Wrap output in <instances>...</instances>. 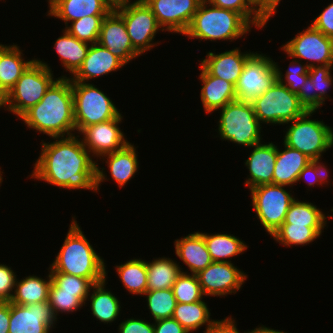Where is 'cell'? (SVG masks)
<instances>
[{"mask_svg":"<svg viewBox=\"0 0 333 333\" xmlns=\"http://www.w3.org/2000/svg\"><path fill=\"white\" fill-rule=\"evenodd\" d=\"M53 142L41 140V152L34 163L30 178L45 181L60 189L91 190L95 193L107 179L104 167L84 147L80 135L52 137Z\"/></svg>","mask_w":333,"mask_h":333,"instance_id":"6da1fadb","label":"cell"},{"mask_svg":"<svg viewBox=\"0 0 333 333\" xmlns=\"http://www.w3.org/2000/svg\"><path fill=\"white\" fill-rule=\"evenodd\" d=\"M18 119L24 121L29 129L39 131L50 138L77 134L70 77H58L40 102Z\"/></svg>","mask_w":333,"mask_h":333,"instance_id":"7a4b0ae2","label":"cell"},{"mask_svg":"<svg viewBox=\"0 0 333 333\" xmlns=\"http://www.w3.org/2000/svg\"><path fill=\"white\" fill-rule=\"evenodd\" d=\"M61 249L48 270L62 272L88 279L92 284L107 278L106 263L86 238L75 216Z\"/></svg>","mask_w":333,"mask_h":333,"instance_id":"3957f363","label":"cell"},{"mask_svg":"<svg viewBox=\"0 0 333 333\" xmlns=\"http://www.w3.org/2000/svg\"><path fill=\"white\" fill-rule=\"evenodd\" d=\"M252 27L240 13L216 7L202 0L183 35L199 41L233 42L251 32Z\"/></svg>","mask_w":333,"mask_h":333,"instance_id":"277c9868","label":"cell"},{"mask_svg":"<svg viewBox=\"0 0 333 333\" xmlns=\"http://www.w3.org/2000/svg\"><path fill=\"white\" fill-rule=\"evenodd\" d=\"M218 137L248 147L261 143L262 125L257 119L251 102L236 99L218 109Z\"/></svg>","mask_w":333,"mask_h":333,"instance_id":"5b68a950","label":"cell"},{"mask_svg":"<svg viewBox=\"0 0 333 333\" xmlns=\"http://www.w3.org/2000/svg\"><path fill=\"white\" fill-rule=\"evenodd\" d=\"M316 111H306L286 126L283 143L297 149L312 161L322 160V153L333 147V128L323 120L311 119Z\"/></svg>","mask_w":333,"mask_h":333,"instance_id":"8992f818","label":"cell"},{"mask_svg":"<svg viewBox=\"0 0 333 333\" xmlns=\"http://www.w3.org/2000/svg\"><path fill=\"white\" fill-rule=\"evenodd\" d=\"M42 60L36 59L17 80L6 95V110L21 117L32 106L40 102L47 89L57 79L53 71Z\"/></svg>","mask_w":333,"mask_h":333,"instance_id":"52a82bcc","label":"cell"},{"mask_svg":"<svg viewBox=\"0 0 333 333\" xmlns=\"http://www.w3.org/2000/svg\"><path fill=\"white\" fill-rule=\"evenodd\" d=\"M77 133L85 127L120 117V109L93 83L71 81Z\"/></svg>","mask_w":333,"mask_h":333,"instance_id":"ba28073f","label":"cell"},{"mask_svg":"<svg viewBox=\"0 0 333 333\" xmlns=\"http://www.w3.org/2000/svg\"><path fill=\"white\" fill-rule=\"evenodd\" d=\"M261 125H284L302 116L306 110L298 95L276 80L262 95L251 101Z\"/></svg>","mask_w":333,"mask_h":333,"instance_id":"9c48e42d","label":"cell"},{"mask_svg":"<svg viewBox=\"0 0 333 333\" xmlns=\"http://www.w3.org/2000/svg\"><path fill=\"white\" fill-rule=\"evenodd\" d=\"M286 185L265 184L250 190L253 211L264 230L272 236L284 223L285 216L295 197L285 189Z\"/></svg>","mask_w":333,"mask_h":333,"instance_id":"30bf717a","label":"cell"},{"mask_svg":"<svg viewBox=\"0 0 333 333\" xmlns=\"http://www.w3.org/2000/svg\"><path fill=\"white\" fill-rule=\"evenodd\" d=\"M124 20L133 48L140 54L159 45L154 42L158 31H164L143 0H134L115 10Z\"/></svg>","mask_w":333,"mask_h":333,"instance_id":"8fae6325","label":"cell"},{"mask_svg":"<svg viewBox=\"0 0 333 333\" xmlns=\"http://www.w3.org/2000/svg\"><path fill=\"white\" fill-rule=\"evenodd\" d=\"M287 57L306 60L308 68L333 65V38L311 24L280 48Z\"/></svg>","mask_w":333,"mask_h":333,"instance_id":"7c38bea8","label":"cell"},{"mask_svg":"<svg viewBox=\"0 0 333 333\" xmlns=\"http://www.w3.org/2000/svg\"><path fill=\"white\" fill-rule=\"evenodd\" d=\"M277 80L275 61L255 52L246 62L235 85L236 97L247 102L262 95Z\"/></svg>","mask_w":333,"mask_h":333,"instance_id":"4fadbf2b","label":"cell"},{"mask_svg":"<svg viewBox=\"0 0 333 333\" xmlns=\"http://www.w3.org/2000/svg\"><path fill=\"white\" fill-rule=\"evenodd\" d=\"M204 296L237 294L248 275L232 262H212L196 274Z\"/></svg>","mask_w":333,"mask_h":333,"instance_id":"5bb4252c","label":"cell"},{"mask_svg":"<svg viewBox=\"0 0 333 333\" xmlns=\"http://www.w3.org/2000/svg\"><path fill=\"white\" fill-rule=\"evenodd\" d=\"M57 318L49 302L30 305L10 302L8 333H50L55 328Z\"/></svg>","mask_w":333,"mask_h":333,"instance_id":"9a60e30c","label":"cell"},{"mask_svg":"<svg viewBox=\"0 0 333 333\" xmlns=\"http://www.w3.org/2000/svg\"><path fill=\"white\" fill-rule=\"evenodd\" d=\"M123 116L98 124L85 127L79 135L82 137L84 147L91 153L93 158L98 159L111 154L126 146L129 141L125 138L119 124Z\"/></svg>","mask_w":333,"mask_h":333,"instance_id":"2e32d148","label":"cell"},{"mask_svg":"<svg viewBox=\"0 0 333 333\" xmlns=\"http://www.w3.org/2000/svg\"><path fill=\"white\" fill-rule=\"evenodd\" d=\"M164 32L182 34L187 30L202 0H143Z\"/></svg>","mask_w":333,"mask_h":333,"instance_id":"e0dca14e","label":"cell"},{"mask_svg":"<svg viewBox=\"0 0 333 333\" xmlns=\"http://www.w3.org/2000/svg\"><path fill=\"white\" fill-rule=\"evenodd\" d=\"M98 43L125 65L140 56L133 48L123 18L115 10H111L103 19Z\"/></svg>","mask_w":333,"mask_h":333,"instance_id":"ac0fdd59","label":"cell"},{"mask_svg":"<svg viewBox=\"0 0 333 333\" xmlns=\"http://www.w3.org/2000/svg\"><path fill=\"white\" fill-rule=\"evenodd\" d=\"M255 52H241L236 47L222 53L208 52L200 65L212 76H216L231 82L234 86L244 69L247 60Z\"/></svg>","mask_w":333,"mask_h":333,"instance_id":"d6986e66","label":"cell"},{"mask_svg":"<svg viewBox=\"0 0 333 333\" xmlns=\"http://www.w3.org/2000/svg\"><path fill=\"white\" fill-rule=\"evenodd\" d=\"M333 65L318 66L308 69V78L297 93L300 104L306 111H317L328 99L333 85Z\"/></svg>","mask_w":333,"mask_h":333,"instance_id":"ffe728a7","label":"cell"},{"mask_svg":"<svg viewBox=\"0 0 333 333\" xmlns=\"http://www.w3.org/2000/svg\"><path fill=\"white\" fill-rule=\"evenodd\" d=\"M253 150L245 160L249 175L245 186L249 189L265 184H272L273 171L277 158V145L274 142L253 145Z\"/></svg>","mask_w":333,"mask_h":333,"instance_id":"44dd1931","label":"cell"},{"mask_svg":"<svg viewBox=\"0 0 333 333\" xmlns=\"http://www.w3.org/2000/svg\"><path fill=\"white\" fill-rule=\"evenodd\" d=\"M124 66L125 64L118 57L97 42L90 45L82 66L70 79L89 83L90 79L95 80L100 76L117 72Z\"/></svg>","mask_w":333,"mask_h":333,"instance_id":"7402d4cb","label":"cell"},{"mask_svg":"<svg viewBox=\"0 0 333 333\" xmlns=\"http://www.w3.org/2000/svg\"><path fill=\"white\" fill-rule=\"evenodd\" d=\"M199 80L202 82L200 98L205 113L210 114L237 99L235 86L225 79L210 75L201 65Z\"/></svg>","mask_w":333,"mask_h":333,"instance_id":"603a6c76","label":"cell"},{"mask_svg":"<svg viewBox=\"0 0 333 333\" xmlns=\"http://www.w3.org/2000/svg\"><path fill=\"white\" fill-rule=\"evenodd\" d=\"M47 15L65 23L79 20L85 16L107 15L111 8L103 0H47Z\"/></svg>","mask_w":333,"mask_h":333,"instance_id":"cb8c5ba5","label":"cell"},{"mask_svg":"<svg viewBox=\"0 0 333 333\" xmlns=\"http://www.w3.org/2000/svg\"><path fill=\"white\" fill-rule=\"evenodd\" d=\"M175 255L197 274L209 266L213 260L207 250L203 235L197 231L174 241Z\"/></svg>","mask_w":333,"mask_h":333,"instance_id":"d4e9b609","label":"cell"},{"mask_svg":"<svg viewBox=\"0 0 333 333\" xmlns=\"http://www.w3.org/2000/svg\"><path fill=\"white\" fill-rule=\"evenodd\" d=\"M282 144L284 145L283 151L277 146V158L273 171L272 184L293 187L297 183L299 173L312 160L297 149L291 148L284 143Z\"/></svg>","mask_w":333,"mask_h":333,"instance_id":"484cf974","label":"cell"},{"mask_svg":"<svg viewBox=\"0 0 333 333\" xmlns=\"http://www.w3.org/2000/svg\"><path fill=\"white\" fill-rule=\"evenodd\" d=\"M23 50L19 46L0 44V89L7 93L15 86L17 80L36 60L23 58Z\"/></svg>","mask_w":333,"mask_h":333,"instance_id":"4316f807","label":"cell"},{"mask_svg":"<svg viewBox=\"0 0 333 333\" xmlns=\"http://www.w3.org/2000/svg\"><path fill=\"white\" fill-rule=\"evenodd\" d=\"M136 148L138 147H135L134 144L129 142L120 150L100 158L105 161L110 170L111 179L115 181L120 188H123L124 185L128 184L131 178L135 177V173L140 167Z\"/></svg>","mask_w":333,"mask_h":333,"instance_id":"83f0119b","label":"cell"},{"mask_svg":"<svg viewBox=\"0 0 333 333\" xmlns=\"http://www.w3.org/2000/svg\"><path fill=\"white\" fill-rule=\"evenodd\" d=\"M106 281L105 278L103 281L92 285L86 302L87 300L90 301L91 314L97 321L110 324L118 319L121 312V303L112 291L106 289Z\"/></svg>","mask_w":333,"mask_h":333,"instance_id":"f1b7e54d","label":"cell"},{"mask_svg":"<svg viewBox=\"0 0 333 333\" xmlns=\"http://www.w3.org/2000/svg\"><path fill=\"white\" fill-rule=\"evenodd\" d=\"M47 278L29 275L21 280L16 279L14 294L11 303L17 305H30L37 302H48L52 278L49 270Z\"/></svg>","mask_w":333,"mask_h":333,"instance_id":"f546056e","label":"cell"},{"mask_svg":"<svg viewBox=\"0 0 333 333\" xmlns=\"http://www.w3.org/2000/svg\"><path fill=\"white\" fill-rule=\"evenodd\" d=\"M62 33V36L56 39L54 48L60 57L64 70L66 69L65 71L69 72L70 77H72L82 66L90 44L80 41L65 28Z\"/></svg>","mask_w":333,"mask_h":333,"instance_id":"4dcf8cb0","label":"cell"},{"mask_svg":"<svg viewBox=\"0 0 333 333\" xmlns=\"http://www.w3.org/2000/svg\"><path fill=\"white\" fill-rule=\"evenodd\" d=\"M179 262L159 257L147 262V291L170 289L183 272Z\"/></svg>","mask_w":333,"mask_h":333,"instance_id":"1f68e13d","label":"cell"},{"mask_svg":"<svg viewBox=\"0 0 333 333\" xmlns=\"http://www.w3.org/2000/svg\"><path fill=\"white\" fill-rule=\"evenodd\" d=\"M203 237L213 262H232V257L246 252L248 246L233 234L216 233L208 234L200 232Z\"/></svg>","mask_w":333,"mask_h":333,"instance_id":"d6a6232c","label":"cell"},{"mask_svg":"<svg viewBox=\"0 0 333 333\" xmlns=\"http://www.w3.org/2000/svg\"><path fill=\"white\" fill-rule=\"evenodd\" d=\"M210 316L207 303L201 300L195 303H177L172 318L178 321L189 333H192L204 325L206 326L205 330H207L214 321Z\"/></svg>","mask_w":333,"mask_h":333,"instance_id":"836d02e7","label":"cell"},{"mask_svg":"<svg viewBox=\"0 0 333 333\" xmlns=\"http://www.w3.org/2000/svg\"><path fill=\"white\" fill-rule=\"evenodd\" d=\"M120 282L129 294L144 296L147 291V260L130 259L115 266Z\"/></svg>","mask_w":333,"mask_h":333,"instance_id":"e575fe53","label":"cell"},{"mask_svg":"<svg viewBox=\"0 0 333 333\" xmlns=\"http://www.w3.org/2000/svg\"><path fill=\"white\" fill-rule=\"evenodd\" d=\"M333 218V215H326L311 202L299 201L295 199L286 213L283 224H293L307 227H326L327 218Z\"/></svg>","mask_w":333,"mask_h":333,"instance_id":"d590c367","label":"cell"},{"mask_svg":"<svg viewBox=\"0 0 333 333\" xmlns=\"http://www.w3.org/2000/svg\"><path fill=\"white\" fill-rule=\"evenodd\" d=\"M325 227H307L293 224H282L272 235V239L286 247L305 246L312 243L322 234Z\"/></svg>","mask_w":333,"mask_h":333,"instance_id":"8d00e7d4","label":"cell"},{"mask_svg":"<svg viewBox=\"0 0 333 333\" xmlns=\"http://www.w3.org/2000/svg\"><path fill=\"white\" fill-rule=\"evenodd\" d=\"M89 292L62 291L53 281L49 290L48 302L53 309L55 316L60 313H69L80 310L86 306V298Z\"/></svg>","mask_w":333,"mask_h":333,"instance_id":"74e56055","label":"cell"},{"mask_svg":"<svg viewBox=\"0 0 333 333\" xmlns=\"http://www.w3.org/2000/svg\"><path fill=\"white\" fill-rule=\"evenodd\" d=\"M210 4L240 13L255 29H263L269 21L258 9L255 0H206Z\"/></svg>","mask_w":333,"mask_h":333,"instance_id":"f35d334b","label":"cell"},{"mask_svg":"<svg viewBox=\"0 0 333 333\" xmlns=\"http://www.w3.org/2000/svg\"><path fill=\"white\" fill-rule=\"evenodd\" d=\"M147 307L154 321L172 318L177 301L172 288L146 291Z\"/></svg>","mask_w":333,"mask_h":333,"instance_id":"ab89813d","label":"cell"},{"mask_svg":"<svg viewBox=\"0 0 333 333\" xmlns=\"http://www.w3.org/2000/svg\"><path fill=\"white\" fill-rule=\"evenodd\" d=\"M106 15H91L70 22L65 29L82 42L94 44L98 42L100 29Z\"/></svg>","mask_w":333,"mask_h":333,"instance_id":"60d3db41","label":"cell"},{"mask_svg":"<svg viewBox=\"0 0 333 333\" xmlns=\"http://www.w3.org/2000/svg\"><path fill=\"white\" fill-rule=\"evenodd\" d=\"M177 303H195L205 298L196 274L181 272L172 287Z\"/></svg>","mask_w":333,"mask_h":333,"instance_id":"b9f144b4","label":"cell"},{"mask_svg":"<svg viewBox=\"0 0 333 333\" xmlns=\"http://www.w3.org/2000/svg\"><path fill=\"white\" fill-rule=\"evenodd\" d=\"M290 61L289 67L286 70V74L280 70L277 62H275V68L277 72V80L280 81L283 85L287 86L290 91L297 94L300 88L304 85L308 78V66L300 60ZM285 75V76H284Z\"/></svg>","mask_w":333,"mask_h":333,"instance_id":"7bdbcfd3","label":"cell"},{"mask_svg":"<svg viewBox=\"0 0 333 333\" xmlns=\"http://www.w3.org/2000/svg\"><path fill=\"white\" fill-rule=\"evenodd\" d=\"M324 163L318 161L310 162L300 173L297 179V182L301 180L307 183L308 188L314 187V185H328L330 182L328 179L329 169L325 166ZM310 186V187H309Z\"/></svg>","mask_w":333,"mask_h":333,"instance_id":"ee69618b","label":"cell"},{"mask_svg":"<svg viewBox=\"0 0 333 333\" xmlns=\"http://www.w3.org/2000/svg\"><path fill=\"white\" fill-rule=\"evenodd\" d=\"M52 281L62 289L69 292H90L92 283L83 277L62 272H50Z\"/></svg>","mask_w":333,"mask_h":333,"instance_id":"f6af8a7d","label":"cell"},{"mask_svg":"<svg viewBox=\"0 0 333 333\" xmlns=\"http://www.w3.org/2000/svg\"><path fill=\"white\" fill-rule=\"evenodd\" d=\"M8 265L0 263V302H10L15 289L17 274Z\"/></svg>","mask_w":333,"mask_h":333,"instance_id":"bcb514c9","label":"cell"},{"mask_svg":"<svg viewBox=\"0 0 333 333\" xmlns=\"http://www.w3.org/2000/svg\"><path fill=\"white\" fill-rule=\"evenodd\" d=\"M118 333H154L153 323L145 321V318H127L118 326Z\"/></svg>","mask_w":333,"mask_h":333,"instance_id":"7dc6e473","label":"cell"},{"mask_svg":"<svg viewBox=\"0 0 333 333\" xmlns=\"http://www.w3.org/2000/svg\"><path fill=\"white\" fill-rule=\"evenodd\" d=\"M311 25L325 36L333 38V2L325 7Z\"/></svg>","mask_w":333,"mask_h":333,"instance_id":"c3c4849f","label":"cell"},{"mask_svg":"<svg viewBox=\"0 0 333 333\" xmlns=\"http://www.w3.org/2000/svg\"><path fill=\"white\" fill-rule=\"evenodd\" d=\"M203 333H241L238 328L236 321L232 318V316L225 317L221 320L213 321V324ZM243 333H246L244 331Z\"/></svg>","mask_w":333,"mask_h":333,"instance_id":"681fc988","label":"cell"},{"mask_svg":"<svg viewBox=\"0 0 333 333\" xmlns=\"http://www.w3.org/2000/svg\"><path fill=\"white\" fill-rule=\"evenodd\" d=\"M154 322V333H189L178 321L173 318L160 319Z\"/></svg>","mask_w":333,"mask_h":333,"instance_id":"f907efd6","label":"cell"},{"mask_svg":"<svg viewBox=\"0 0 333 333\" xmlns=\"http://www.w3.org/2000/svg\"><path fill=\"white\" fill-rule=\"evenodd\" d=\"M256 2L259 11L270 20L277 13L276 9L281 0H257Z\"/></svg>","mask_w":333,"mask_h":333,"instance_id":"816d5d0a","label":"cell"},{"mask_svg":"<svg viewBox=\"0 0 333 333\" xmlns=\"http://www.w3.org/2000/svg\"><path fill=\"white\" fill-rule=\"evenodd\" d=\"M10 321V302H0V333H8Z\"/></svg>","mask_w":333,"mask_h":333,"instance_id":"f5cc1de1","label":"cell"},{"mask_svg":"<svg viewBox=\"0 0 333 333\" xmlns=\"http://www.w3.org/2000/svg\"><path fill=\"white\" fill-rule=\"evenodd\" d=\"M246 333H287V332H283V330L282 331L277 329L275 330L270 327H266L264 325L261 326L258 325V327H256L255 329H252L250 331L248 330L246 331Z\"/></svg>","mask_w":333,"mask_h":333,"instance_id":"db71d44e","label":"cell"},{"mask_svg":"<svg viewBox=\"0 0 333 333\" xmlns=\"http://www.w3.org/2000/svg\"><path fill=\"white\" fill-rule=\"evenodd\" d=\"M103 1L111 8V10H116L131 2V0H103Z\"/></svg>","mask_w":333,"mask_h":333,"instance_id":"11a10c76","label":"cell"},{"mask_svg":"<svg viewBox=\"0 0 333 333\" xmlns=\"http://www.w3.org/2000/svg\"><path fill=\"white\" fill-rule=\"evenodd\" d=\"M4 108L6 111V94L0 89V109Z\"/></svg>","mask_w":333,"mask_h":333,"instance_id":"9f6ffc18","label":"cell"},{"mask_svg":"<svg viewBox=\"0 0 333 333\" xmlns=\"http://www.w3.org/2000/svg\"><path fill=\"white\" fill-rule=\"evenodd\" d=\"M1 168V167H0ZM2 169H0V187H1V185H2V182H3V172L1 171Z\"/></svg>","mask_w":333,"mask_h":333,"instance_id":"6f0895ef","label":"cell"}]
</instances>
